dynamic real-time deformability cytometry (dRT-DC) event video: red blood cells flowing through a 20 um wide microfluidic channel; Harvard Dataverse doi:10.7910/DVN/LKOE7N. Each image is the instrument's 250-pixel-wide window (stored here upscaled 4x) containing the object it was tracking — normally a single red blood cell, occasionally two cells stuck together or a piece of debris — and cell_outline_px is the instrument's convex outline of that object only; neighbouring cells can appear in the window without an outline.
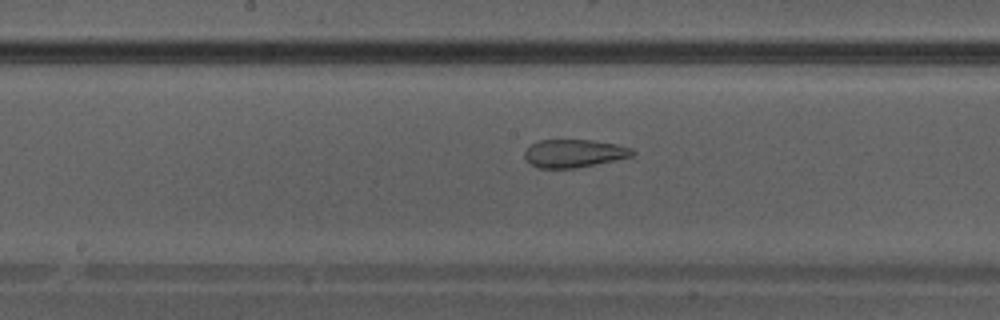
{"species": "Egyptian fruit bat (a non-hibernating species)", "species_latin": "Rousettus aegyptiacus", "temperature_condition": "warm", "stored_images_in_passage": 34, "camera_frame_rate_fps": 3000, "um_per_image_px": 0.085, "animal": {"sex": "male"}, "frame": {"image": 1, "passage_image": 15, "time_ms": 4.667, "image_size_px": [1000, 320], "cell_outline_px": [[636, 152], [632, 156], [576, 168], [540, 168], [524, 160], [524, 152], [532, 144], [540, 140], [592, 140], [616, 144], [632, 148]], "centroid_in_image_um": [48.78, 13.03], "position_along_channel_um": 199.4, "area_um2": 17.46}}